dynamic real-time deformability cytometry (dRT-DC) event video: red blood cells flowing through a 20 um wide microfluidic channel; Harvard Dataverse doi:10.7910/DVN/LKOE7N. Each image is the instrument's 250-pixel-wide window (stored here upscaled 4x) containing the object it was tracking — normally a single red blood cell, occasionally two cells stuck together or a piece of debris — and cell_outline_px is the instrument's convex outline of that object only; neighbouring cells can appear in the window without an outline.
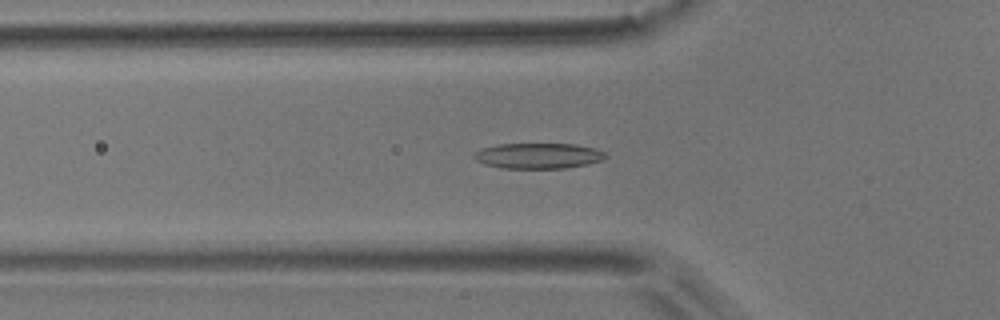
{"species": "common noctule bat (a hibernating species)", "species_latin": "Nyctalus noctula", "temperature_condition": "room temperature", "stored_images_in_passage": 54, "camera_frame_rate_fps": 3000, "um_per_image_px": 0.085, "animal": {"sex": "male", "body_mass_g": 17.9}, "frame": {"image": 1, "passage_image": 18, "time_ms": 5.667, "image_size_px": [1000, 320], "cell_outline_px": [[608, 156], [600, 160], [588, 164], [564, 168], [504, 168], [484, 164], [476, 160], [472, 156], [476, 152], [484, 148], [496, 144], [576, 144], [592, 148], [604, 152]], "centroid_in_image_um": [45.74, 13.24], "position_along_channel_um": 80.1, "area_um2": 19.36}}
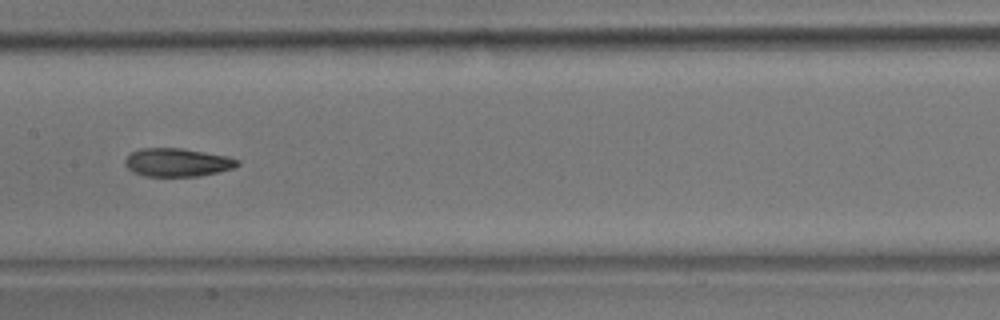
{"frame": {"image": 2, "passage_image": 27, "time_ms": 8.667, "image_size_px": [1000, 320], "cell_outline_px": [[240, 164], [232, 168], [200, 176], [144, 176], [132, 172], [124, 164], [124, 160], [132, 152], [140, 148], [180, 148], [224, 156], [240, 160]], "centroid_in_image_um": [15.02, 13.81], "position_along_channel_um": 192.4, "area_um2": 18.32}}
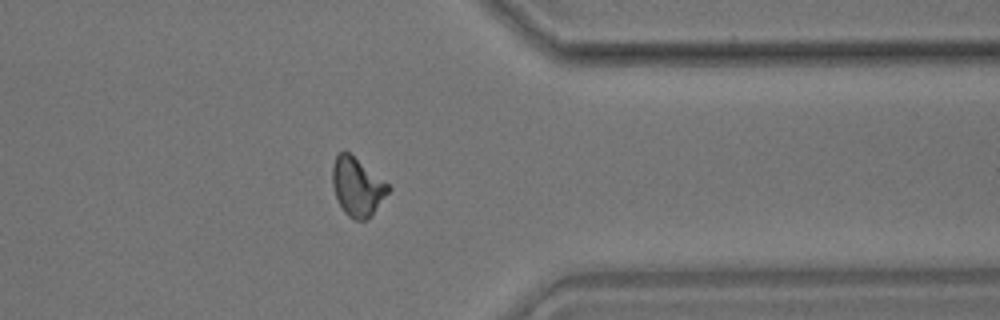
{"frame": {"image": 3, "passage_image": 43, "time_ms": 14.0, "image_size_px": [1000, 320], "cell_outline_px": [[392, 188], [372, 216], [364, 220], [356, 220], [348, 216], [344, 212], [336, 196], [332, 184], [332, 164], [336, 156], [340, 152], [348, 152], [388, 184]], "centroid_in_image_um": [30.37, 15.9], "position_along_channel_um": 381.0, "area_um2": 18.79}, "authors_computed_cell_mechanics": {"area_um2": 18.9584, "velocity_mm_per_s": 3.7095, "shape_relaxation_time_tau1_ms": 4.7953, "shape_relaxation_time_tau2_ms": 2.8567, "deformation_change_tau1": 0.1511, "deformation_change_tau2": 0.0999}}